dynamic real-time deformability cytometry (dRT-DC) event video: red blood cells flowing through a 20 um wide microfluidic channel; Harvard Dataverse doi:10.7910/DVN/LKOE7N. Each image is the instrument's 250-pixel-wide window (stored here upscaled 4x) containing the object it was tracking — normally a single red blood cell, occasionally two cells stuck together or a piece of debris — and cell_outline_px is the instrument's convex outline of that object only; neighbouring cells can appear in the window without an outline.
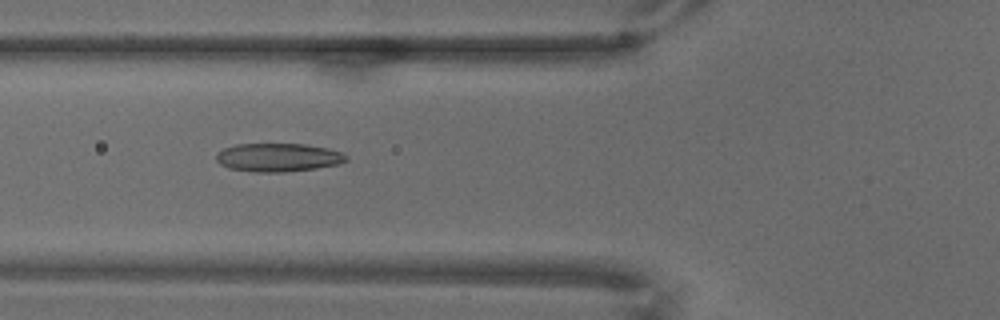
{"species": "common noctule bat (a hibernating species)", "species_latin": "Nyctalus noctula", "temperature_condition": "warm", "stored_images_in_passage": 58, "camera_frame_rate_fps": 3000, "um_per_image_px": 0.085, "animal": {"sex": "male", "body_mass_g": 18.8}, "frame": {"image": 1, "passage_image": 15, "time_ms": 4.667, "image_size_px": [1000, 320], "cell_outline_px": [[348, 160], [336, 164], [316, 168], [284, 172], [256, 172], [228, 168], [220, 164], [216, 160], [216, 152], [224, 148], [236, 144], [304, 144], [328, 148], [340, 152], [348, 156]], "centroid_in_image_um": [23.61, 13.38], "position_along_channel_um": 102.2, "area_um2": 21.5}}
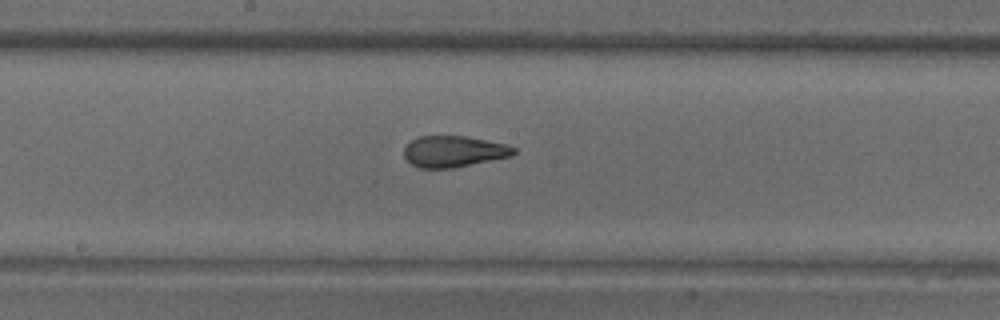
{"frame": {"image": 2, "passage_image": 26, "time_ms": 8.333, "image_size_px": [1000, 320], "cell_outline_px": [[516, 152], [512, 156], [452, 168], [416, 168], [404, 156], [404, 148], [412, 140], [420, 136], [464, 136], [504, 144], [516, 148]], "centroid_in_image_um": [38.55, 12.88], "position_along_channel_um": 209.6, "area_um2": 19.77}}
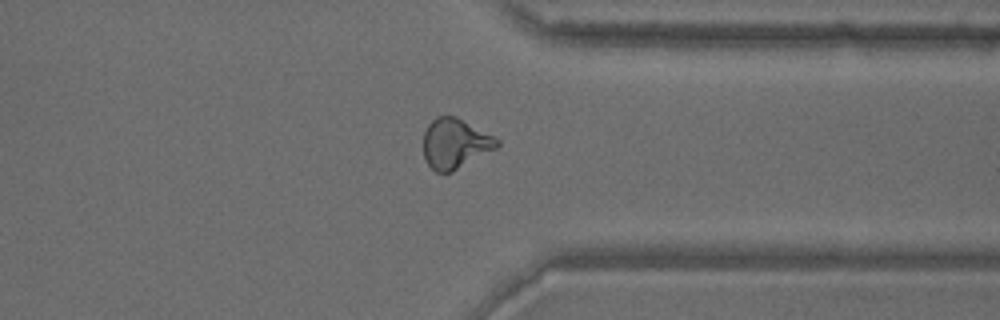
{"frame": {"image": 3, "passage_image": 43, "time_ms": 14.0, "image_size_px": [1000, 320], "cell_outline_px": [[500, 144], [496, 148], [452, 172], [436, 172], [424, 160], [424, 132], [428, 124], [436, 116], [456, 116], [496, 136], [500, 140]], "centroid_in_image_um": [38.69, 12.18], "position_along_channel_um": 372.7, "area_um2": 21.56}}